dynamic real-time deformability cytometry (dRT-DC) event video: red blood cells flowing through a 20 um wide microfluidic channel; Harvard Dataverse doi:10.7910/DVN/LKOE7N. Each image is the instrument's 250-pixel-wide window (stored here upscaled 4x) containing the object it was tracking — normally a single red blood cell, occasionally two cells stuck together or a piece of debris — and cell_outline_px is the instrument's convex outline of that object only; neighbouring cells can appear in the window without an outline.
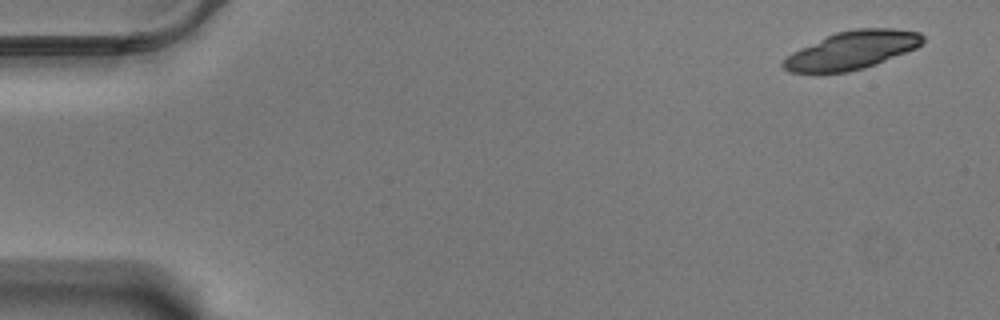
{"species": "Egyptian fruit bat (a non-hibernating species)", "species_latin": "Rousettus aegyptiacus", "temperature_condition": "warm", "stored_images_in_passage": 19, "camera_frame_rate_fps": 3000, "um_per_image_px": 0.085, "animal": {"sex": "male"}, "frame": {"image": 1, "passage_image": 1, "time_ms": 0.0, "image_size_px": [1000, 320], "cell_outline_px": [[924, 40], [916, 48], [876, 64], [864, 68], [848, 72], [788, 72], [780, 64], [792, 52], [800, 48], [836, 32], [856, 28], [892, 28], [920, 32], [924, 36]], "centroid_in_image_um": [72.43, 4.26], "position_along_channel_um": 12.6, "area_um2": 30.69}}